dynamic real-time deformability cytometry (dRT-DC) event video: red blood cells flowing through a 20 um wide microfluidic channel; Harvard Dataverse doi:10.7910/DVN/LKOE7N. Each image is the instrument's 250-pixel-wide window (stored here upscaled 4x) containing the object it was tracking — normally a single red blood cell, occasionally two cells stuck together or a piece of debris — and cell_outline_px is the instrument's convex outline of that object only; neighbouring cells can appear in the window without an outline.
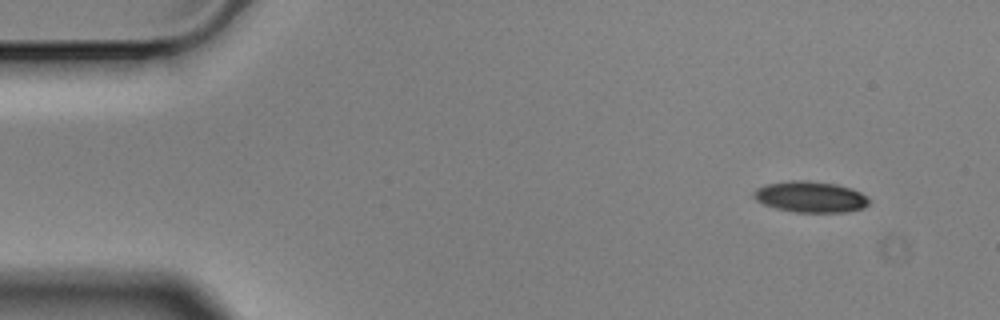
{"species": "Egyptian fruit bat (a non-hibernating species)", "species_latin": "Rousettus aegyptiacus", "temperature_condition": "cold", "stored_images_in_passage": 4, "camera_frame_rate_fps": 3000, "um_per_image_px": 0.085, "animal": {"sex": "male"}, "frame": {"image": 1, "passage_image": 1, "time_ms": 0.0, "image_size_px": [1000, 320], "cell_outline_px": [[868, 204], [864, 208], [844, 212], [796, 212], [776, 208], [764, 204], [756, 200], [752, 196], [752, 192], [756, 188], [768, 184], [792, 180], [808, 180], [836, 184], [852, 188], [868, 196]], "centroid_in_image_um": [68.89, 16.73], "position_along_channel_um": 16.1, "area_um2": 20.92}}
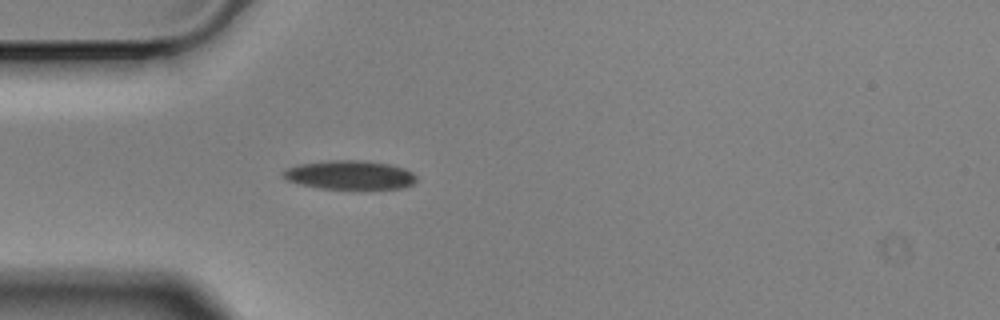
{"frame": {"image": 2, "passage_image": 4, "time_ms": 1.0, "image_size_px": [1000, 320], "cell_outline_px": [[416, 180], [412, 184], [404, 188], [320, 188], [300, 184], [284, 180], [280, 172], [288, 168], [300, 164], [332, 160], [360, 160], [388, 164], [404, 168], [412, 172], [416, 176]], "centroid_in_image_um": [29.7, 14.87], "position_along_channel_um": 55.3, "area_um2": 22.25}}